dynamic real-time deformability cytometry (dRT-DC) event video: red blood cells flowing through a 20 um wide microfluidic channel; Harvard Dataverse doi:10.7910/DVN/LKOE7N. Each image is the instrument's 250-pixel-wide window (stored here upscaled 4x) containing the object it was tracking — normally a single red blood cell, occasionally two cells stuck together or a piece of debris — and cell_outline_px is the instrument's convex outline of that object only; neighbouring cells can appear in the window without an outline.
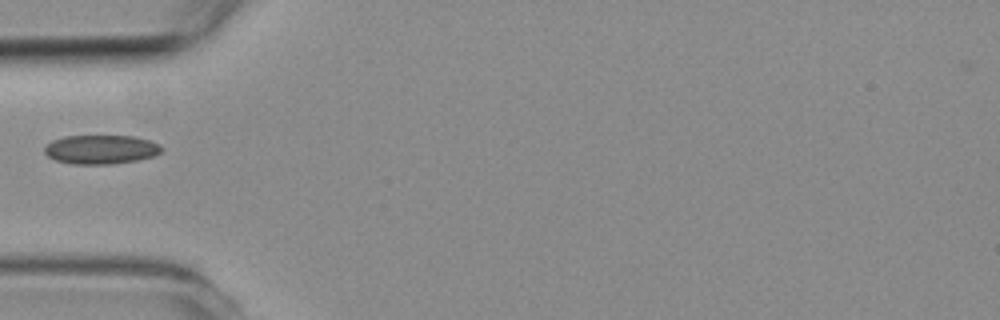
{"species": "common noctule bat (a hibernating species)", "species_latin": "Nyctalus noctula", "temperature_condition": "room temperature", "stored_images_in_passage": 5, "camera_frame_rate_fps": 3000, "um_per_image_px": 0.085, "animal": {"sex": "female", "body_mass_g": 19.3, "forearm_length_mm": 54.1}, "frame": {"image": 1, "passage_image": 5, "time_ms": 4.333, "image_size_px": [1000, 320], "cell_outline_px": [[164, 148], [160, 152], [152, 156], [136, 160], [112, 164], [72, 164], [56, 160], [48, 156], [44, 152], [44, 148], [52, 140], [64, 136], [132, 136], [148, 140], [160, 144]], "centroid_in_image_um": [8.57, 12.7], "position_along_channel_um": 76.4, "area_um2": 19.71}}